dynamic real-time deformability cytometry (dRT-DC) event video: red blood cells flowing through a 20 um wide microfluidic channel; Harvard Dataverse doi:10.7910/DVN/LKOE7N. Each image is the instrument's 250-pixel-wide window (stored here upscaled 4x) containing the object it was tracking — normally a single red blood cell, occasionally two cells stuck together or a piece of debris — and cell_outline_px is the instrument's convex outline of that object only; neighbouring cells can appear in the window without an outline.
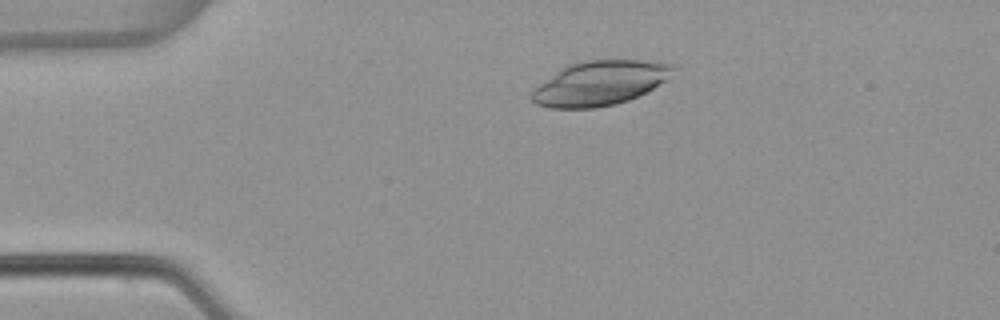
{"species": "common noctule bat (a hibernating species)", "species_latin": "Nyctalus noctula", "temperature_condition": "warm", "stored_images_in_passage": 4, "camera_frame_rate_fps": 3000, "um_per_image_px": 0.085, "animal": {"sex": "female", "body_mass_g": 22.7, "forearm_length_mm": 54.2}, "frame": {"image": 1, "passage_image": 3, "time_ms": 0.667, "image_size_px": [1000, 320], "cell_outline_px": [[676, 68], [664, 80], [652, 88], [628, 100], [616, 104], [596, 108], [552, 108], [536, 104], [532, 100], [532, 92], [540, 84], [568, 64], [584, 60], [660, 60]], "centroid_in_image_um": [50.99, 7.06], "position_along_channel_um": 34.0, "area_um2": 36.13}}